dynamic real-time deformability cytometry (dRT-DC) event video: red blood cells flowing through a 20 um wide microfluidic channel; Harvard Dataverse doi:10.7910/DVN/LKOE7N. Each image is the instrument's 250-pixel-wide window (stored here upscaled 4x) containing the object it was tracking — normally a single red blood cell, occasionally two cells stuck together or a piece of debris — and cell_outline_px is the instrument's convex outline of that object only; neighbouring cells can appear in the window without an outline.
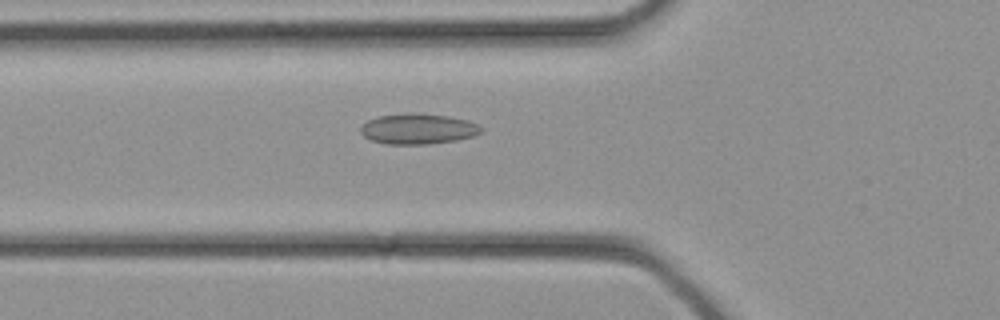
{"species": "common noctule bat (a hibernating species)", "species_latin": "Nyctalus noctula", "temperature_condition": "cold", "stored_images_in_passage": 24, "camera_frame_rate_fps": 3000, "um_per_image_px": 0.085, "animal": {"sex": "female", "body_mass_g": 21.9}, "frame": {"image": 1, "passage_image": 2, "time_ms": 0.333, "image_size_px": [1000, 320], "cell_outline_px": [[484, 128], [476, 136], [456, 140], [428, 144], [388, 144], [372, 140], [364, 136], [360, 132], [360, 128], [368, 120], [376, 116], [448, 116], [468, 120]], "centroid_in_image_um": [35.57, 11.01], "position_along_channel_um": 90.2, "area_um2": 20.46}}
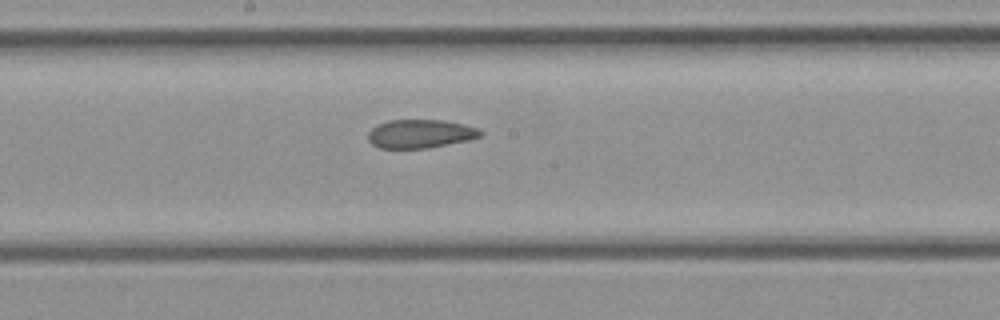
{"frame": {"image": 2, "passage_image": 8, "time_ms": 2.333, "image_size_px": [1000, 320], "cell_outline_px": [[484, 132], [480, 136], [468, 140], [428, 148], [380, 148], [372, 144], [368, 140], [368, 132], [376, 124], [388, 120], [444, 120], [464, 124], [480, 128]], "centroid_in_image_um": [35.73, 11.36], "position_along_channel_um": 212.5, "area_um2": 18.84}}
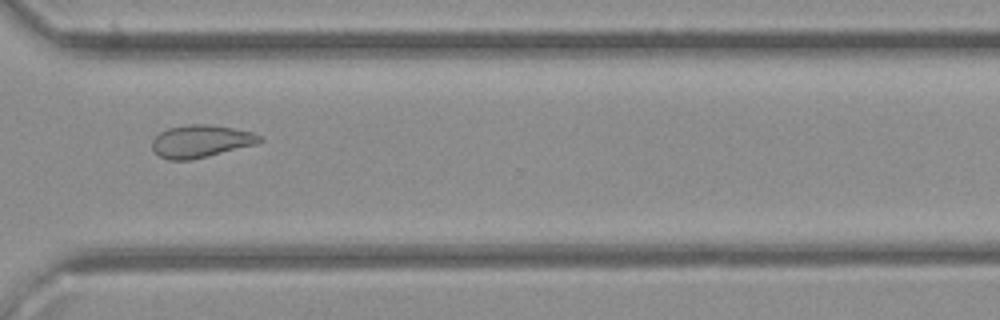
{"frame": {"image": 3, "passage_image": 15, "time_ms": 4.667, "image_size_px": [1000, 320], "cell_outline_px": [[264, 140], [256, 144], [192, 160], [168, 160], [160, 156], [152, 148], [152, 140], [160, 132], [168, 128], [188, 124], [208, 124], [232, 128], [252, 132], [260, 136]], "centroid_in_image_um": [17.06, 12.0], "position_along_channel_um": 353.5, "area_um2": 20.29}}